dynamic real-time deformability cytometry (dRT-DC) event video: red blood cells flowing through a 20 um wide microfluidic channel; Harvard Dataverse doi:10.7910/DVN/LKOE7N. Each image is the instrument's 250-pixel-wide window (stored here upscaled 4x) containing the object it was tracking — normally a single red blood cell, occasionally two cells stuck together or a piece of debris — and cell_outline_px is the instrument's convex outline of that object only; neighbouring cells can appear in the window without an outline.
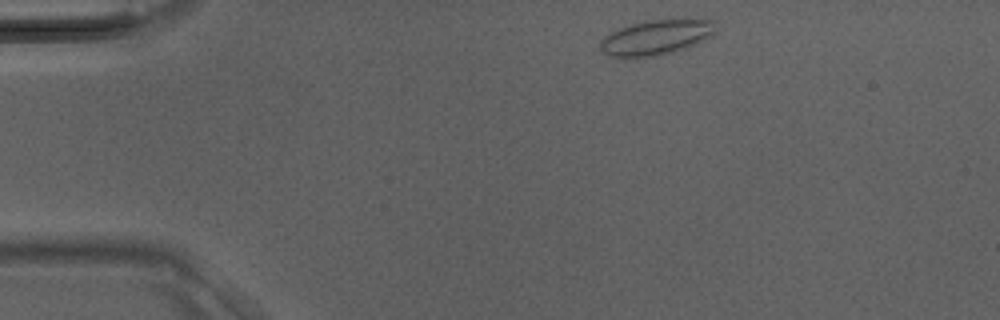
{"species": "Egyptian fruit bat (a non-hibernating species)", "species_latin": "Rousettus aegyptiacus", "temperature_condition": "room temperature", "stored_images_in_passage": 34, "camera_frame_rate_fps": 3000, "um_per_image_px": 0.085, "animal": {"sex": "male"}, "frame": {"image": 1, "passage_image": 1, "time_ms": 0.0, "image_size_px": [1000, 320], "cell_outline_px": [[716, 32], [712, 36], [688, 48], [656, 56], [608, 56], [600, 52], [600, 40], [604, 36], [620, 28], [644, 20], [680, 16], [684, 16], [716, 20]], "centroid_in_image_um": [55.88, 3.11], "position_along_channel_um": 29.1, "area_um2": 24.57}}
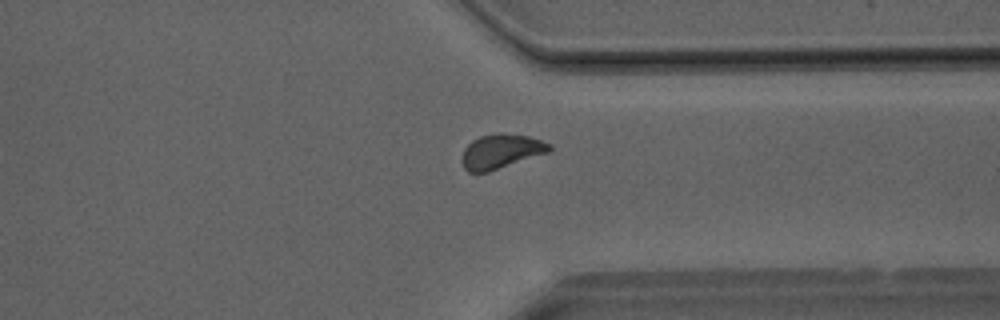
{"frame": {"image": 2, "passage_image": 25, "time_ms": 8.0, "image_size_px": [1000, 320], "cell_outline_px": [[552, 148], [548, 152], [488, 172], [468, 172], [464, 168], [460, 160], [464, 148], [472, 140], [480, 136], [496, 132], [500, 132], [528, 136], [552, 144]], "centroid_in_image_um": [42.55, 12.85], "position_along_channel_um": 368.9, "area_um2": 17.63}}
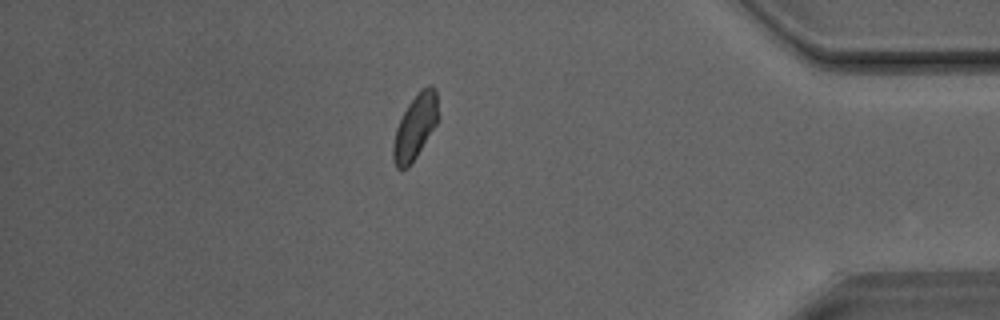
{"frame": {"image": 3, "passage_image": 29, "time_ms": 9.333, "image_size_px": [1000, 320], "cell_outline_px": [[440, 116], [436, 124], [416, 156], [408, 168], [400, 172], [396, 168], [392, 160], [392, 144], [396, 128], [408, 104], [420, 88], [428, 84], [432, 84], [436, 88]], "centroid_in_image_um": [35.29, 10.77], "position_along_channel_um": 399.9, "area_um2": 17.4}}